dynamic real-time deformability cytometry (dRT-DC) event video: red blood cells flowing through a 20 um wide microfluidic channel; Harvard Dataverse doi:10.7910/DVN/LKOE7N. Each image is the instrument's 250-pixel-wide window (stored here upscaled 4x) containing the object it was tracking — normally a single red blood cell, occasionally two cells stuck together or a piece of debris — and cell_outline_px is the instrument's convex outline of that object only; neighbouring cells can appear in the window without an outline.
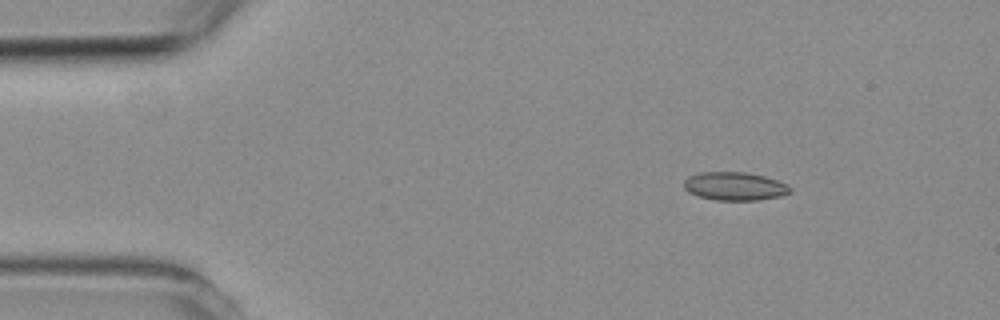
{"species": "common noctule bat (a hibernating species)", "species_latin": "Nyctalus noctula", "temperature_condition": "room temperature", "stored_images_in_passage": 5, "camera_frame_rate_fps": 3000, "um_per_image_px": 0.085, "animal": {"sex": "female", "body_mass_g": 19.3, "forearm_length_mm": 54.1}, "frame": {"image": 1, "passage_image": 2, "time_ms": 1.333, "image_size_px": [1000, 320], "cell_outline_px": [[792, 192], [780, 196], [756, 200], [716, 200], [700, 196], [688, 192], [684, 188], [684, 180], [688, 176], [700, 172], [744, 172], [764, 176], [776, 180], [792, 188]], "centroid_in_image_um": [62.43, 15.82], "position_along_channel_um": 22.6, "area_um2": 17.4}}
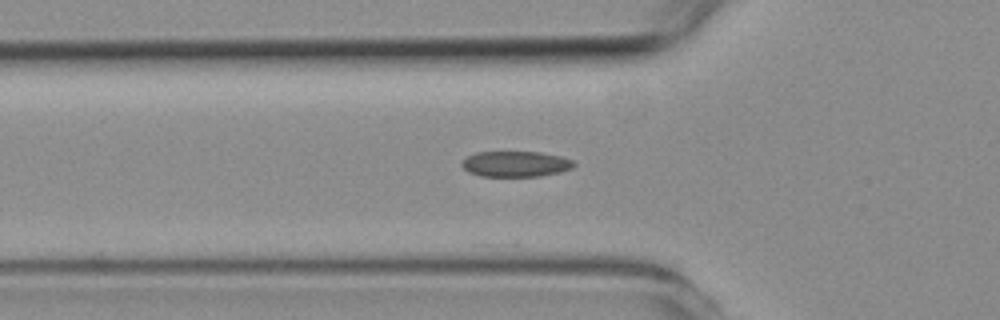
{"frame": {"image": 2, "passage_image": 5, "time_ms": 4.667, "image_size_px": [1000, 320], "cell_outline_px": [[576, 164], [572, 168], [560, 172], [540, 176], [480, 176], [468, 172], [460, 164], [468, 156], [476, 152], [540, 152], [560, 156], [572, 160]], "centroid_in_image_um": [43.83, 13.94], "position_along_channel_um": 82.0, "area_um2": 16.7}}